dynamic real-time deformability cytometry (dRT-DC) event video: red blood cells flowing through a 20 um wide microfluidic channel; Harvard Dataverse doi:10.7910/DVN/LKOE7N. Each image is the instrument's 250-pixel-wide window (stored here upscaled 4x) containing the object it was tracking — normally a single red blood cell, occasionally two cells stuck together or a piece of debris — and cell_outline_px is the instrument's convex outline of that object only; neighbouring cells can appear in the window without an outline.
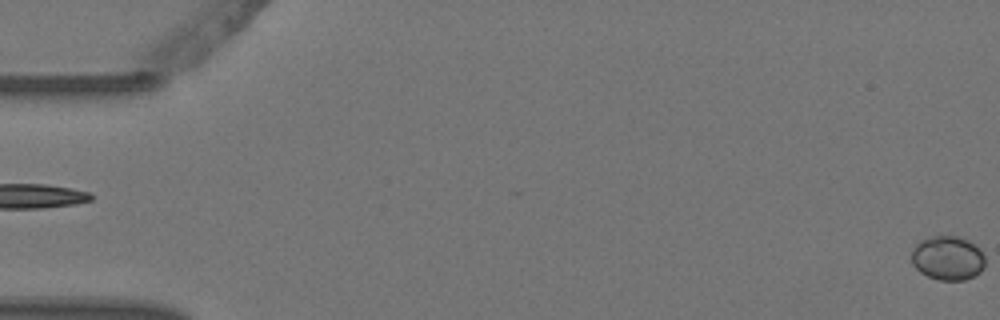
{"species": "Egyptian fruit bat (a non-hibernating species)", "species_latin": "Rousettus aegyptiacus", "temperature_condition": "warm", "stored_images_in_passage": 6, "camera_frame_rate_fps": 3000, "um_per_image_px": 0.085, "animal": {"sex": "female"}, "frame": {"image": 1, "passage_image": 6, "time_ms": 1.667, "image_size_px": [1000, 320], "cell_outline_px": [[984, 268], [980, 272], [964, 280], [940, 280], [928, 276], [920, 272], [912, 264], [912, 248], [920, 240], [928, 236], [956, 236], [968, 240], [976, 244], [980, 248], [984, 256]], "centroid_in_image_um": [80.55, 21.92], "position_along_channel_um": 4.4, "area_um2": 19.07}}